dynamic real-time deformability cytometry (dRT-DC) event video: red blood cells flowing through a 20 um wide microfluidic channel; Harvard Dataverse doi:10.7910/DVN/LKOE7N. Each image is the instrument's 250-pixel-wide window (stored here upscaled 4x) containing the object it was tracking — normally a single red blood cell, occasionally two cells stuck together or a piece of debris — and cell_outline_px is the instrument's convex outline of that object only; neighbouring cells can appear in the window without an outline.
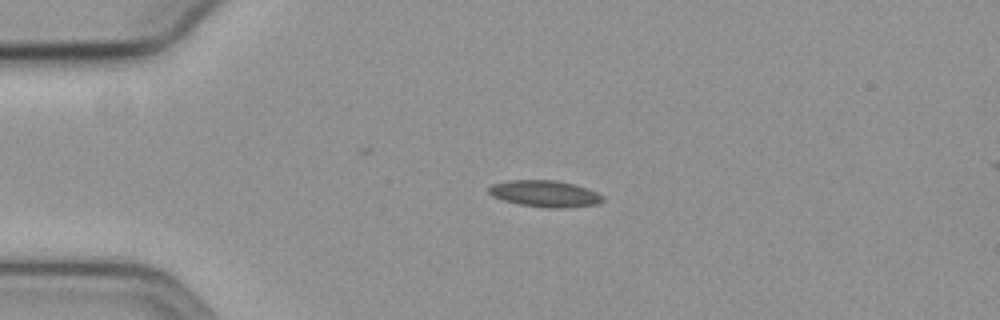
{"species": "common noctule bat (a hibernating species)", "species_latin": "Nyctalus noctula", "temperature_condition": "cold", "stored_images_in_passage": 4, "camera_frame_rate_fps": 3000, "um_per_image_px": 0.085, "animal": {"sex": "female", "body_mass_g": 19.3, "forearm_length_mm": 54.1}, "frame": {"image": 1, "passage_image": 1, "time_ms": 0.0, "image_size_px": [1000, 320], "cell_outline_px": [[604, 200], [596, 204], [564, 208], [548, 208], [520, 204], [504, 200], [492, 196], [488, 192], [488, 188], [492, 184], [508, 180], [556, 180], [572, 184], [596, 192], [604, 196]], "centroid_in_image_um": [46.29, 16.46], "position_along_channel_um": 38.7, "area_um2": 17.46}}